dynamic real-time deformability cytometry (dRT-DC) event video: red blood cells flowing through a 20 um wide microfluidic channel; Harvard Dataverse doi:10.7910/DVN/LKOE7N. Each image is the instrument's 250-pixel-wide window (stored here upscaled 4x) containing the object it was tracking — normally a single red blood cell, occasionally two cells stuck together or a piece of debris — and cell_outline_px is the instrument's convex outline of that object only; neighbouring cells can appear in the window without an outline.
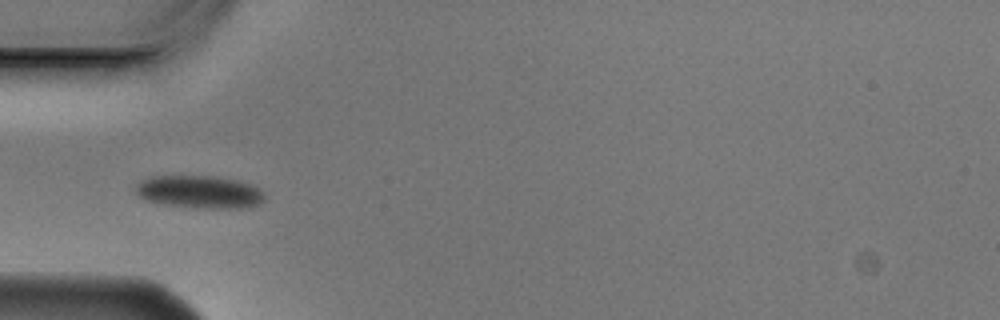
{"species": "Egyptian fruit bat (a non-hibernating species)", "species_latin": "Rousettus aegyptiacus", "temperature_condition": "cold", "stored_images_in_passage": 6, "camera_frame_rate_fps": 3000, "um_per_image_px": 0.085, "animal": {"sex": "male"}, "frame": {"image": 1, "passage_image": 5, "time_ms": 1.333, "image_size_px": [1000, 320], "cell_outline_px": [[264, 200], [260, 204], [240, 208], [200, 208], [164, 204], [144, 200], [136, 192], [136, 184], [140, 180], [152, 176], [216, 176], [236, 180], [252, 184], [264, 192]], "centroid_in_image_um": [16.96, 16.31], "position_along_channel_um": 68.0, "area_um2": 24.68}}
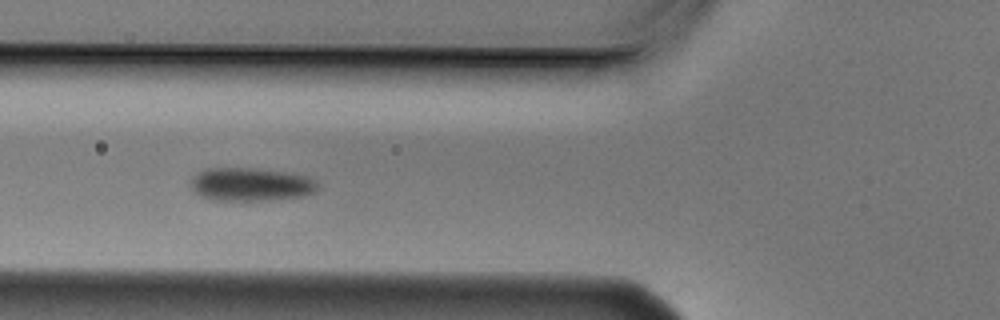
{"frame": {"image": 2, "passage_image": 6, "time_ms": 1.667, "image_size_px": [1000, 320], "cell_outline_px": [[320, 188], [316, 192], [304, 196], [244, 204], [212, 200], [200, 196], [188, 184], [192, 176], [208, 168], [252, 168], [284, 172], [308, 176], [316, 180], [320, 184]], "centroid_in_image_um": [21.33, 15.73], "position_along_channel_um": 104.5, "area_um2": 25.84}}